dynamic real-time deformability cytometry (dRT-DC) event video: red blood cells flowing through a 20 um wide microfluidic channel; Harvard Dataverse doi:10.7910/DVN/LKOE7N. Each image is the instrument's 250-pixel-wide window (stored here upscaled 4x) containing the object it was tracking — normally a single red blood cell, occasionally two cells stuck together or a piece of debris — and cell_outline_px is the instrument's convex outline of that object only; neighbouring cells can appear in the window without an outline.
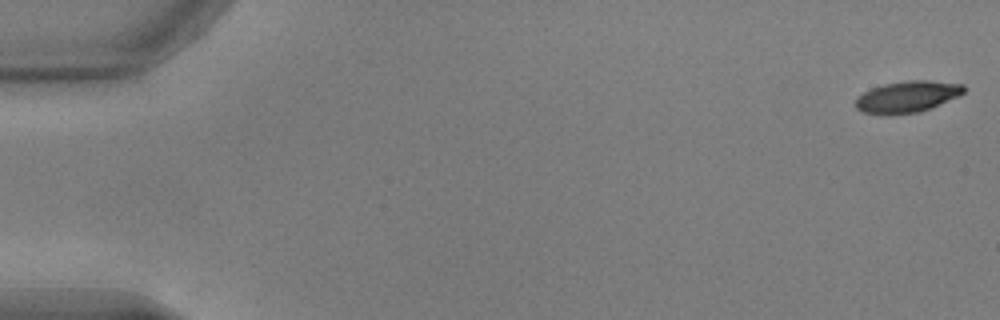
{"species": "common noctule bat (a hibernating species)", "species_latin": "Nyctalus noctula", "temperature_condition": "warm", "stored_images_in_passage": 53, "camera_frame_rate_fps": 3000, "um_per_image_px": 0.085, "animal": {"sex": "male", "body_mass_g": 17.9, "forearm_length_mm": 54.2}, "frame": {"image": 1, "passage_image": 1, "time_ms": 0.0, "image_size_px": [1000, 320], "cell_outline_px": [[964, 92], [932, 108], [920, 112], [888, 116], [864, 112], [856, 108], [856, 100], [864, 92], [872, 88], [884, 84], [908, 80], [928, 80], [964, 84]], "centroid_in_image_um": [77.11, 8.24], "position_along_channel_um": 7.9, "area_um2": 19.83}}
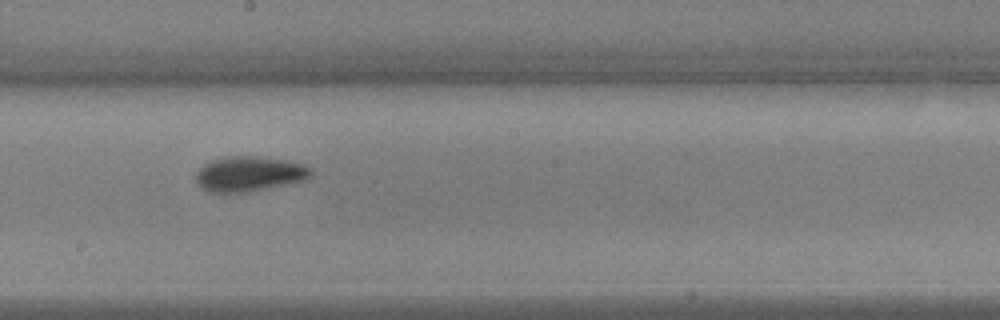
{"frame": {"image": 2, "passage_image": 30, "time_ms": 9.667, "image_size_px": [1000, 320], "cell_outline_px": [[312, 176], [304, 180], [248, 192], [208, 192], [200, 188], [196, 184], [196, 172], [204, 164], [228, 156], [252, 156], [288, 160], [304, 164], [312, 168]], "centroid_in_image_um": [21.19, 14.78], "position_along_channel_um": 227.0, "area_um2": 23.47}}
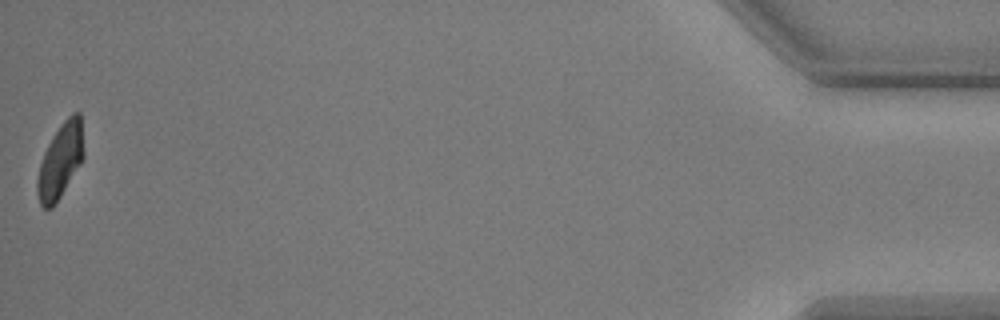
{"frame": {"image": 3, "passage_image": 53, "time_ms": 17.333, "image_size_px": [1000, 320], "cell_outline_px": [[84, 156], [80, 164], [56, 204], [52, 208], [44, 208], [40, 204], [36, 192], [36, 180], [40, 164], [44, 152], [52, 136], [64, 120], [72, 112], [80, 112], [84, 152]], "centroid_in_image_um": [5.12, 13.68], "position_along_channel_um": 430.1, "area_um2": 20.23}, "authors_computed_cell_mechanics": {"area_um2": 21.5594, "velocity_mm_per_s": 3.8216, "shape_relaxation_time_tau1_ms": 2.6858, "shape_relaxation_time_tau2_ms": 2.291, "deformation_change_tau1": 0.1289, "deformation_change_tau2": 0.0563}}